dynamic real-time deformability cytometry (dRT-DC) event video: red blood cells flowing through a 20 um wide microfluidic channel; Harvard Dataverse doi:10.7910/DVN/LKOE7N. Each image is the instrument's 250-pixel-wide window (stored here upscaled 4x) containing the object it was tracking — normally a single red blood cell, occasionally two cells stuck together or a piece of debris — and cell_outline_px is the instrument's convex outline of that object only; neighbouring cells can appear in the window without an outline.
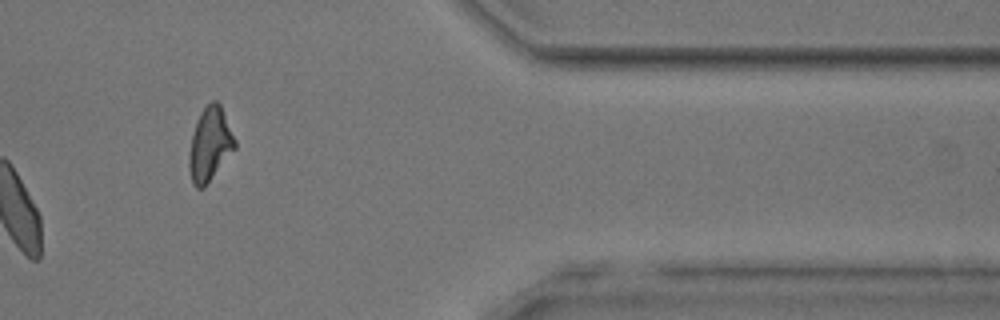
{"species": "common noctule bat (a hibernating species)", "species_latin": "Nyctalus noctula", "temperature_condition": "room temperature", "stored_images_in_passage": 15, "camera_frame_rate_fps": 3000, "um_per_image_px": 0.085, "animal": {"sex": "male", "body_mass_g": 17.9, "forearm_length_mm": 54.2}, "frame": {"image": 1, "passage_image": 13, "time_ms": 14.667, "image_size_px": [1000, 320], "cell_outline_px": [[236, 148], [204, 188], [196, 188], [192, 184], [188, 168], [188, 156], [192, 136], [200, 112], [212, 100], [216, 100], [220, 104], [236, 140]], "centroid_in_image_um": [17.84, 12.3], "position_along_channel_um": 393.6, "area_um2": 19.65}}